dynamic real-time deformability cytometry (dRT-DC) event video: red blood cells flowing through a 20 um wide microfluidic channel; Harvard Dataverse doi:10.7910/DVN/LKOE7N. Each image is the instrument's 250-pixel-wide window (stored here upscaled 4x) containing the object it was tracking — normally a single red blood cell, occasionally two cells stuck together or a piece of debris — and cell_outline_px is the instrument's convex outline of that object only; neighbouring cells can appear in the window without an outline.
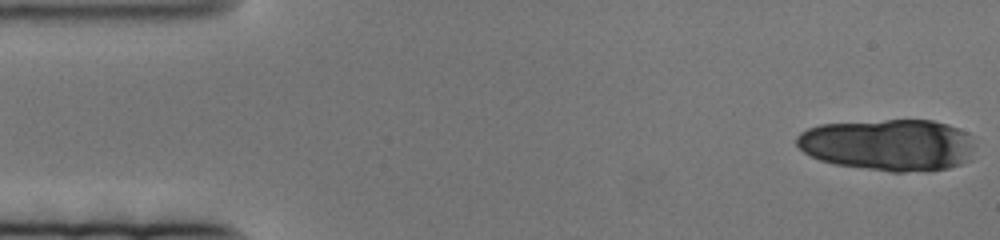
{"species": "human", "species_latin": "Homo sapiens", "temperature_condition": "cold", "stored_images_in_passage": 58, "segment_of_instrument_passage": [1, 2], "camera_frame_rate_fps": 3000, "um_per_image_px": 0.085, "donor": {"sex": "female"}, "frame": {"image": 1, "passage_image": 1, "time_ms": 0.0, "image_size_px": [1000, 240], "cell_outline_px": [[976, 144], [972, 160], [948, 168], [928, 172], [892, 172], [836, 164], [820, 160], [804, 152], [796, 144], [796, 136], [800, 132], [808, 128], [820, 124], [884, 120], [932, 120], [948, 124], [968, 132]], "centroid_in_image_um": [75.59, 12.32], "position_along_channel_um": 9.4, "area_um2": 54.51}}